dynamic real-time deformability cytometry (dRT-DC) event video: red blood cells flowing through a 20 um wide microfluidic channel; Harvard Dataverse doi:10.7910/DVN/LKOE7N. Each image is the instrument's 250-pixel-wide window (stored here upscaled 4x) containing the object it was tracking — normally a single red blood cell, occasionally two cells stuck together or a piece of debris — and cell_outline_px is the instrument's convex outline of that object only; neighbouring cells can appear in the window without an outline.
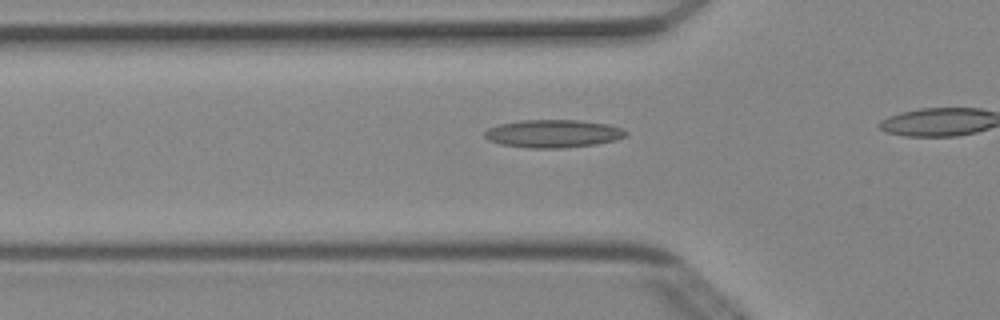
{"species": "Egyptian fruit bat (a non-hibernating species)", "species_latin": "Rousettus aegyptiacus", "temperature_condition": "cold", "stored_images_in_passage": 18, "camera_frame_rate_fps": 3000, "um_per_image_px": 0.085, "animal": {"sex": "female"}, "frame": {"image": 1, "passage_image": 4, "time_ms": 1.0, "image_size_px": [1000, 320], "cell_outline_px": [[628, 136], [616, 140], [596, 144], [564, 148], [528, 148], [500, 144], [488, 140], [484, 136], [484, 132], [488, 128], [500, 124], [520, 120], [580, 120], [608, 124], [620, 128], [628, 132]], "centroid_in_image_um": [47.03, 11.36], "position_along_channel_um": 78.8, "area_um2": 23.12}}
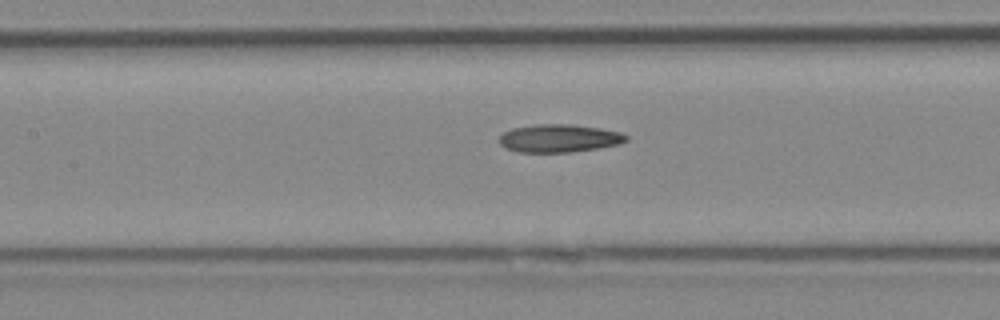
{"frame": {"image": 2, "passage_image": 10, "time_ms": 3.0, "image_size_px": [1000, 320], "cell_outline_px": [[628, 140], [620, 144], [572, 152], [520, 152], [504, 148], [500, 144], [500, 136], [504, 132], [512, 128], [536, 124], [572, 124], [600, 128], [620, 132], [628, 136]], "centroid_in_image_um": [47.53, 11.75], "position_along_channel_um": 159.9, "area_um2": 20.69}}
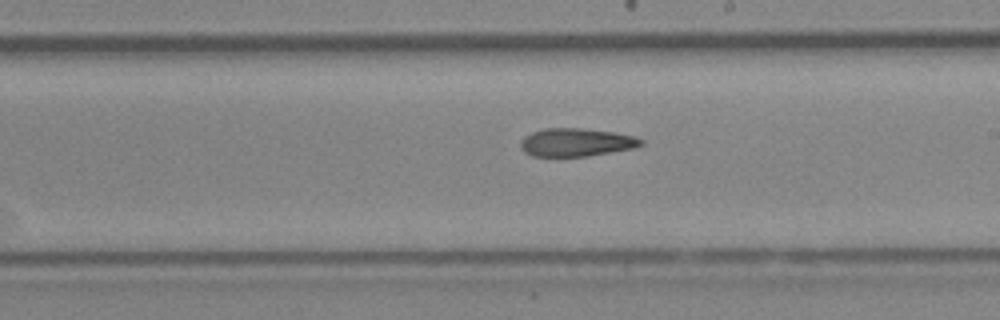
{"frame": {"image": 3, "passage_image": 16, "time_ms": 5.0, "image_size_px": [1000, 320], "cell_outline_px": [[644, 144], [636, 148], [588, 156], [532, 156], [524, 152], [520, 148], [520, 140], [524, 136], [532, 132], [544, 128], [580, 128], [612, 132], [636, 136], [644, 140]], "centroid_in_image_um": [48.99, 12.1], "position_along_channel_um": 240.0, "area_um2": 19.94}}